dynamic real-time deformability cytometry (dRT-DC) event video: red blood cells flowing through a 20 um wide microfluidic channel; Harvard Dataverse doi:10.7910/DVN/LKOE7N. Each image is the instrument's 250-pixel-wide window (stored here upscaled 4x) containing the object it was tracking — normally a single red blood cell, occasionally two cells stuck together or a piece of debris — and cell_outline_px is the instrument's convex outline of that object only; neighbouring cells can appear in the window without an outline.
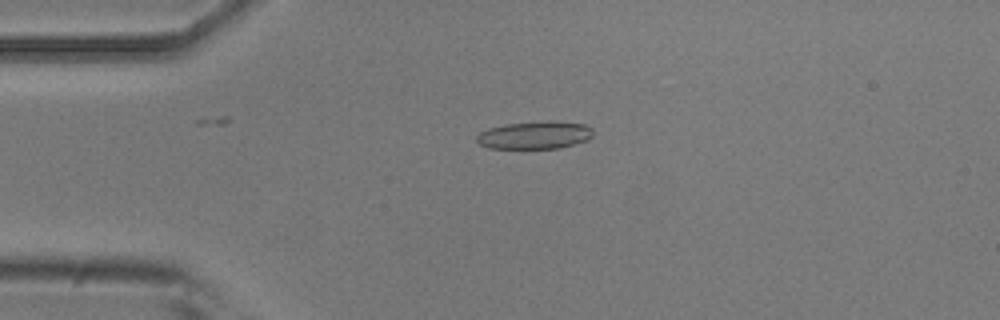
{"species": "common noctule bat (a hibernating species)", "species_latin": "Nyctalus noctula", "temperature_condition": "room temperature", "stored_images_in_passage": 24, "camera_frame_rate_fps": 3000, "um_per_image_px": 0.085, "animal": {"sex": "male", "body_mass_g": 20.5, "forearm_length_mm": 52.5}, "frame": {"image": 1, "passage_image": 9, "time_ms": 2.667, "image_size_px": [1000, 320], "cell_outline_px": [[592, 136], [588, 140], [560, 148], [488, 148], [480, 144], [476, 140], [476, 136], [480, 132], [488, 128], [508, 124], [584, 124], [592, 128]], "centroid_in_image_um": [45.4, 11.55], "position_along_channel_um": 39.6, "area_um2": 17.69}}
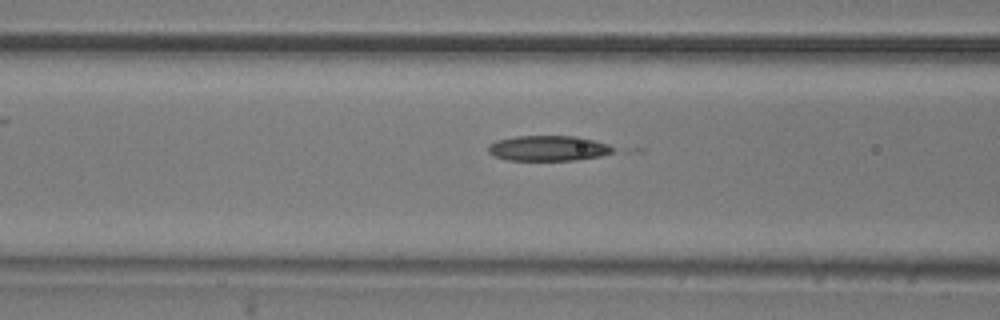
{"frame": {"image": 2, "passage_image": 17, "time_ms": 5.333, "image_size_px": [1000, 320], "cell_outline_px": [[616, 148], [612, 152], [600, 156], [576, 160], [508, 160], [496, 156], [488, 152], [488, 144], [496, 140], [516, 136], [576, 136], [608, 144]], "centroid_in_image_um": [46.59, 12.6], "position_along_channel_um": 120.0, "area_um2": 18.38}}
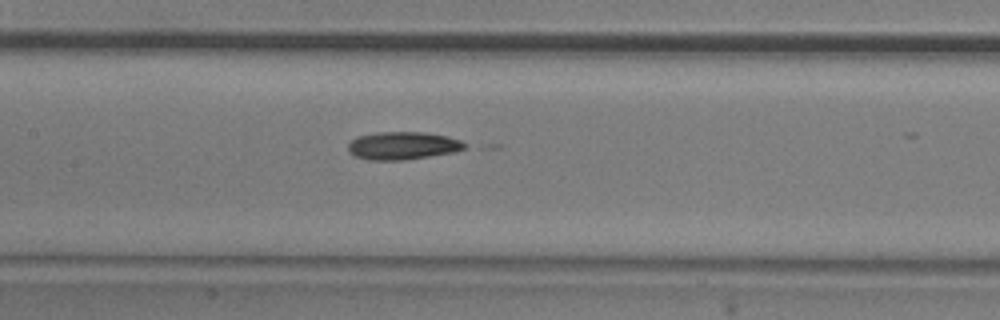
{"frame": {"image": 3, "passage_image": 21, "time_ms": 6.667, "image_size_px": [1000, 320], "cell_outline_px": [[468, 144], [464, 148], [452, 152], [404, 160], [368, 160], [356, 156], [348, 152], [348, 144], [352, 140], [360, 136], [376, 132], [428, 132], [448, 136], [460, 140]], "centroid_in_image_um": [34.23, 12.37], "position_along_channel_um": 173.2, "area_um2": 18.84}}